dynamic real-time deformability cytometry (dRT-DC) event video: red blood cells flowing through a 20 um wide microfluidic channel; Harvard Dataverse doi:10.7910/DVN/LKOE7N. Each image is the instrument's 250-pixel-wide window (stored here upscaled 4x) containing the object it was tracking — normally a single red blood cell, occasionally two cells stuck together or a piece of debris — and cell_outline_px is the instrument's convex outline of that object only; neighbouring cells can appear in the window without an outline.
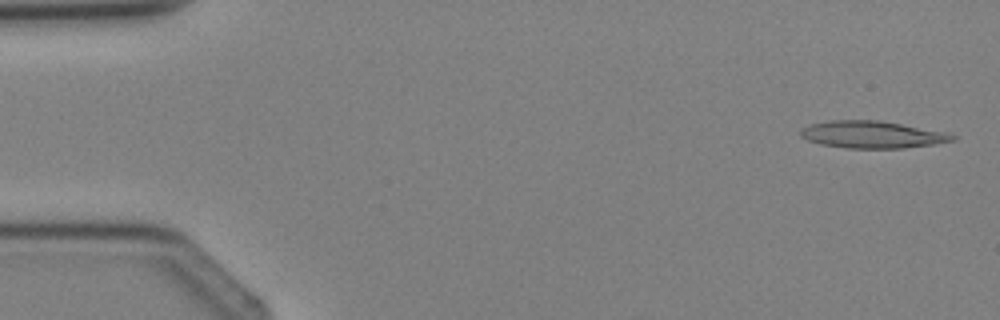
{"species": "Egyptian fruit bat (a non-hibernating species)", "species_latin": "Rousettus aegyptiacus", "temperature_condition": "cold", "stored_images_in_passage": 3, "camera_frame_rate_fps": 3000, "um_per_image_px": 0.085, "animal": {"sex": "female"}, "frame": {"image": 1, "passage_image": 1, "time_ms": 0.0, "image_size_px": [1000, 320], "cell_outline_px": [[960, 136], [956, 140], [932, 144], [904, 148], [848, 148], [820, 144], [808, 140], [800, 136], [800, 128], [812, 124], [828, 120], [880, 120], [948, 132]], "centroid_in_image_um": [74.17, 11.43], "position_along_channel_um": 10.8, "area_um2": 24.22}}